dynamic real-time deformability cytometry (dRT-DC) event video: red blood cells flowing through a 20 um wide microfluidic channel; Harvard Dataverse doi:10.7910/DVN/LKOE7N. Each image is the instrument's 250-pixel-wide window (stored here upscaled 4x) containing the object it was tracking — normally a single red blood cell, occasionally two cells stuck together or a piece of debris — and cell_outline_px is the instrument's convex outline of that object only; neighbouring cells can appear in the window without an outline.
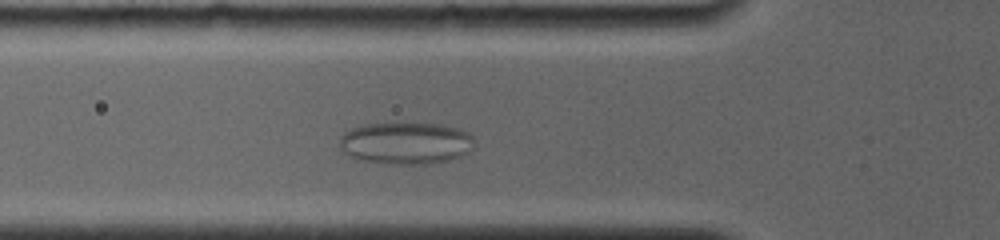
{"species": "common noctule bat (a hibernating species)", "species_latin": "Nyctalus noctula", "temperature_condition": "room temperature", "stored_images_in_passage": 44, "camera_frame_rate_fps": 4000, "um_per_image_px": 0.085, "animal": {"sex": "female", "body_mass_g": 19.0, "forearm_length_mm": 56.7}, "frame": {"image": 1, "passage_image": 16, "time_ms": 3.25, "image_size_px": [1000, 240], "cell_outline_px": [[472, 148], [468, 152], [460, 156], [448, 160], [424, 164], [396, 164], [360, 160], [348, 156], [340, 148], [340, 136], [344, 132], [352, 128], [364, 124], [440, 124], [460, 128], [468, 132], [472, 136]], "centroid_in_image_um": [34.48, 12.17], "position_along_channel_um": 91.3, "area_um2": 32.83}}
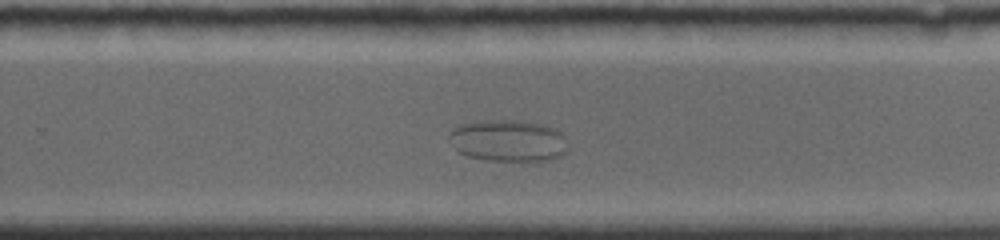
{"frame": {"image": 2, "passage_image": 31, "time_ms": 9.0, "image_size_px": [1000, 240], "cell_outline_px": [[568, 148], [560, 156], [548, 160], [488, 160], [468, 156], [456, 152], [452, 148], [448, 136], [460, 124], [480, 120], [504, 120], [540, 124], [552, 128], [560, 132], [564, 136]], "centroid_in_image_um": [43.14, 11.96], "position_along_channel_um": 286.7, "area_um2": 28.61}}